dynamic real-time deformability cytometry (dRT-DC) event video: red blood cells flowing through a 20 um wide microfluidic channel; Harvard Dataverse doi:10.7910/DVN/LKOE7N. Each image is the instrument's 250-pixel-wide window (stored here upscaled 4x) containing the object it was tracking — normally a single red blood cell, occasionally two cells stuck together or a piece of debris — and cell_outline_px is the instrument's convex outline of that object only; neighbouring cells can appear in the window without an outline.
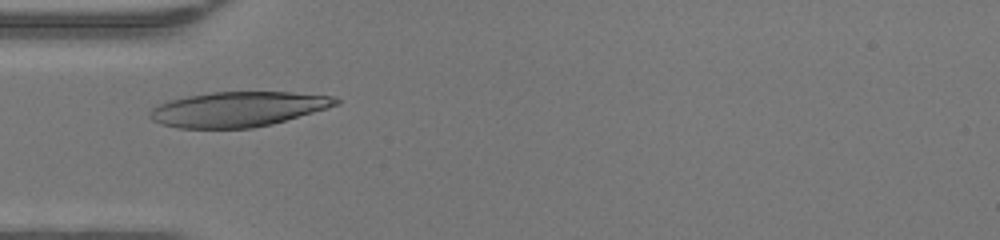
{"species": "human", "species_latin": "Homo sapiens", "temperature_condition": "warm", "stored_images_in_passage": 42, "camera_frame_rate_fps": 3000, "um_per_image_px": 0.085, "donor": {"sex": "female"}, "frame": {"image": 1, "passage_image": 10, "time_ms": 3.0, "image_size_px": [1000, 240], "cell_outline_px": [[340, 104], [328, 108], [272, 124], [252, 128], [176, 128], [160, 124], [152, 120], [148, 116], [148, 112], [152, 108], [168, 100], [188, 96], [212, 92], [292, 92], [336, 96], [340, 100]], "centroid_in_image_um": [20.23, 9.28], "position_along_channel_um": 64.8, "area_um2": 38.09}}
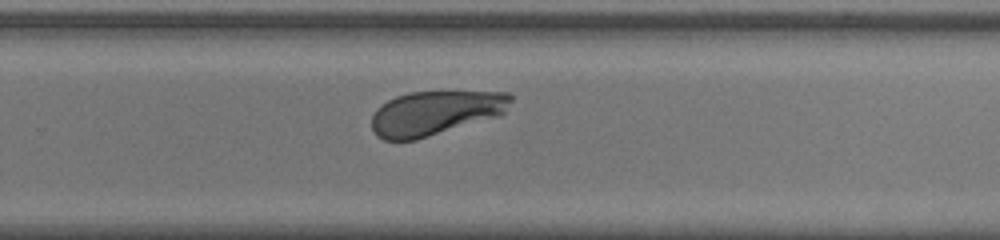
{"frame": {"image": 2, "passage_image": 26, "time_ms": 8.333, "image_size_px": [1000, 240], "cell_outline_px": [[512, 100], [504, 112], [500, 116], [416, 140], [384, 140], [376, 136], [372, 128], [372, 116], [376, 108], [380, 104], [396, 96], [408, 92], [508, 92], [512, 96]], "centroid_in_image_um": [36.98, 9.61], "position_along_channel_um": 292.8, "area_um2": 36.07}}
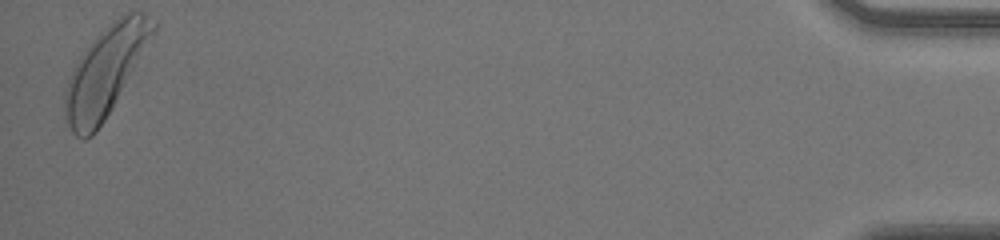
{"frame": {"image": 3, "passage_image": 42, "time_ms": 13.667, "image_size_px": [1000, 240], "cell_outline_px": [[156, 28], [112, 108], [104, 120], [92, 136], [84, 140], [76, 136], [72, 132], [64, 120], [64, 92], [68, 80], [80, 56], [120, 16], [128, 12], [144, 12], [156, 20]], "centroid_in_image_um": [8.93, 6.15], "position_along_channel_um": 426.3, "area_um2": 44.04}, "authors_computed_cell_mechanics": {"area_um2": 37.1365, "velocity_mm_per_s": 4.3018, "shape_relaxation_time_tau1_ms": 1.2939, "shape_relaxation_time_tau2_ms": null, "deformation_change_tau1": 0.1239, "deformation_change_tau2": null}}